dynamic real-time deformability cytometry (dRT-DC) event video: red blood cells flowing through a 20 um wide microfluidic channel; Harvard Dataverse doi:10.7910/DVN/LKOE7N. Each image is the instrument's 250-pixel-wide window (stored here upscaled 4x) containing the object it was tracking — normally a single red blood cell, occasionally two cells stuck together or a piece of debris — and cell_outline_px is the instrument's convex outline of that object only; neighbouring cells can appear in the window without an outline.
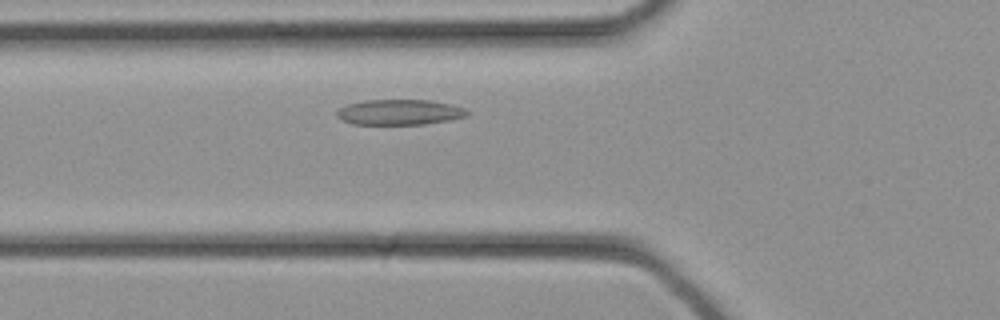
{"species": "common noctule bat (a hibernating species)", "species_latin": "Nyctalus noctula", "temperature_condition": "cold", "stored_images_in_passage": 28, "camera_frame_rate_fps": 3000, "um_per_image_px": 0.085, "animal": {"sex": "female", "body_mass_g": 21.9}, "frame": {"image": 1, "passage_image": 6, "time_ms": 1.667, "image_size_px": [1000, 320], "cell_outline_px": [[472, 112], [468, 116], [452, 120], [424, 124], [352, 124], [340, 120], [336, 116], [336, 112], [340, 108], [348, 104], [364, 100], [432, 100], [452, 104], [464, 108]], "centroid_in_image_um": [34.0, 9.53], "position_along_channel_um": 91.8, "area_um2": 19.59}}
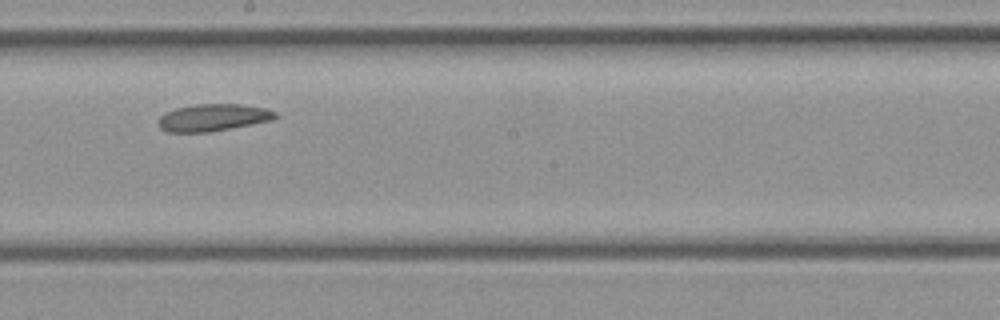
{"frame": {"image": 2, "passage_image": 13, "time_ms": 4.0, "image_size_px": [1000, 320], "cell_outline_px": [[276, 116], [272, 120], [208, 132], [168, 132], [160, 128], [156, 124], [160, 116], [164, 112], [176, 108], [192, 104], [240, 104], [264, 108], [276, 112]], "centroid_in_image_um": [18.03, 9.98], "position_along_channel_um": 230.2, "area_um2": 18.44}}
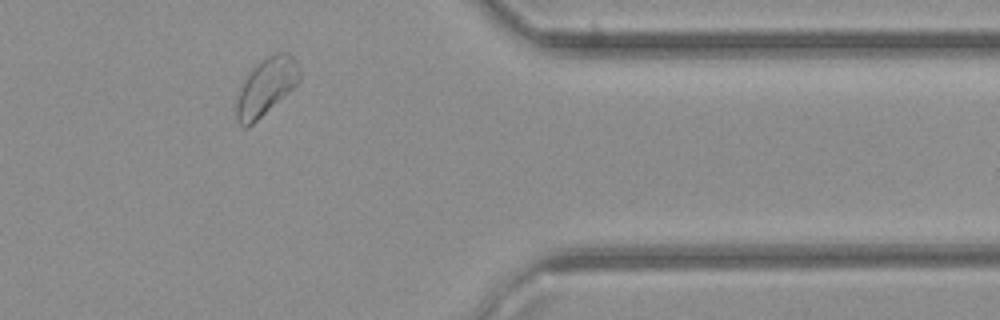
{"frame": {"image": 3, "passage_image": 22, "time_ms": 7.0, "image_size_px": [1000, 320], "cell_outline_px": [[300, 80], [288, 92], [248, 128], [244, 128], [236, 120], [236, 104], [244, 80], [252, 68], [260, 60], [276, 52], [288, 52], [292, 56], [300, 68]], "centroid_in_image_um": [22.62, 7.36], "position_along_channel_um": 388.8, "area_um2": 20.69}}